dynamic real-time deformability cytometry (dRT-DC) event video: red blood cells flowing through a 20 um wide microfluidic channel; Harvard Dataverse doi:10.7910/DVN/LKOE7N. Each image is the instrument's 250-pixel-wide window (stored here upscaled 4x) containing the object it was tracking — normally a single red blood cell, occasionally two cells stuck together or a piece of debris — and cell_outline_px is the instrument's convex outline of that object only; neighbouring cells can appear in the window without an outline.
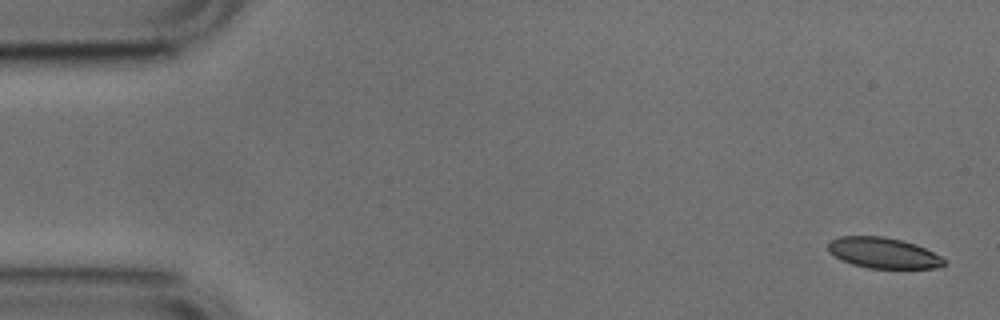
{"species": "common noctule bat (a hibernating species)", "species_latin": "Nyctalus noctula", "temperature_condition": "cold", "stored_images_in_passage": 4, "camera_frame_rate_fps": 3000, "um_per_image_px": 0.085, "animal": {"sex": "male", "body_mass_g": 17.9, "forearm_length_mm": 54.2}, "frame": {"image": 1, "passage_image": 1, "time_ms": 0.0, "image_size_px": [1000, 320], "cell_outline_px": [[948, 264], [936, 268], [868, 268], [852, 264], [840, 260], [828, 252], [828, 244], [832, 240], [840, 236], [884, 236], [916, 244], [940, 256]], "centroid_in_image_um": [75.06, 21.5], "position_along_channel_um": 9.9, "area_um2": 20.75}}
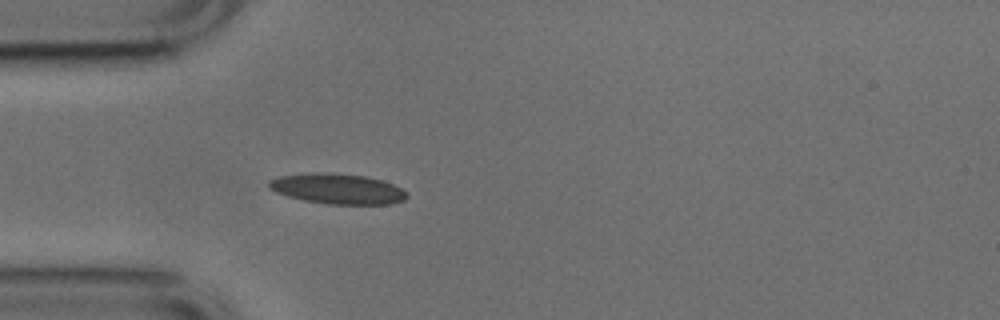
{"frame": {"image": 2, "passage_image": 4, "time_ms": 1.0, "image_size_px": [1000, 320], "cell_outline_px": [[408, 196], [404, 200], [388, 204], [328, 204], [304, 200], [288, 196], [276, 192], [268, 188], [268, 180], [280, 176], [312, 172], [332, 172], [364, 176], [380, 180], [392, 184], [400, 188]], "centroid_in_image_um": [28.64, 16.04], "position_along_channel_um": 56.4, "area_um2": 24.28}}